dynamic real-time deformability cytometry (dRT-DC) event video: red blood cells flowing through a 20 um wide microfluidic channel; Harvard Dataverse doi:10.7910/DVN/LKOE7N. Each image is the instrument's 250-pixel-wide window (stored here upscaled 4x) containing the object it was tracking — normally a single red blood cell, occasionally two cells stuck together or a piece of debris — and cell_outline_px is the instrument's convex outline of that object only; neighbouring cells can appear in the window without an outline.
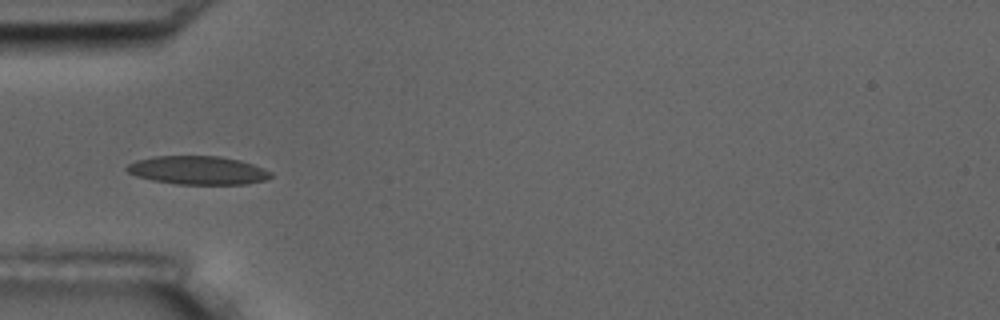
{"species": "common noctule bat (a hibernating species)", "species_latin": "Nyctalus noctula", "temperature_condition": "room temperature", "stored_images_in_passage": 16, "camera_frame_rate_fps": 3000, "um_per_image_px": 0.085, "animal": {"sex": "male", "body_mass_g": 17.5, "forearm_length_mm": 52.3}, "frame": {"image": 1, "passage_image": 5, "time_ms": 4.667, "image_size_px": [1000, 320], "cell_outline_px": [[272, 176], [268, 180], [248, 184], [176, 184], [152, 180], [136, 176], [128, 172], [124, 168], [128, 164], [136, 160], [156, 156], [220, 156], [240, 160], [264, 168], [272, 172]], "centroid_in_image_um": [16.84, 14.48], "position_along_channel_um": 68.2, "area_um2": 24.04}}
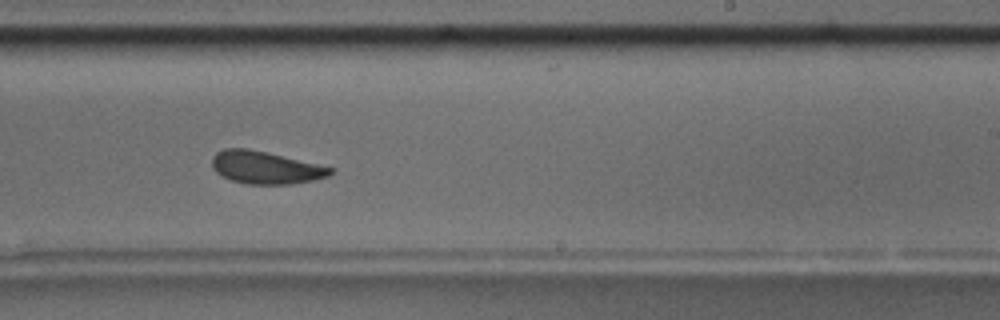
{"frame": {"image": 2, "passage_image": 10, "time_ms": 10.333, "image_size_px": [1000, 320], "cell_outline_px": [[336, 168], [328, 176], [312, 180], [288, 184], [248, 184], [232, 180], [216, 172], [212, 168], [212, 156], [216, 152], [224, 148], [248, 148], [268, 152]], "centroid_in_image_um": [22.56, 14.22], "position_along_channel_um": 266.4, "area_um2": 22.48}, "authors_computed_cell_mechanics": {"area_um2": 23.0911, "velocity_mm_per_s": 3.5128, "shape_relaxation_time_tau1_ms": 2.7752, "shape_relaxation_time_tau2_ms": null, "deformation_change_tau1": 0.0858, "deformation_change_tau2": null}}